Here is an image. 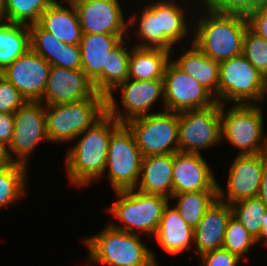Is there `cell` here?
Here are the masks:
<instances>
[{"label":"cell","instance_id":"1","mask_svg":"<svg viewBox=\"0 0 267 266\" xmlns=\"http://www.w3.org/2000/svg\"><path fill=\"white\" fill-rule=\"evenodd\" d=\"M119 125L106 112L75 138L79 140L69 148L65 158L68 179L73 185L83 187L103 177L102 175L105 176L111 134Z\"/></svg>","mask_w":267,"mask_h":266},{"label":"cell","instance_id":"2","mask_svg":"<svg viewBox=\"0 0 267 266\" xmlns=\"http://www.w3.org/2000/svg\"><path fill=\"white\" fill-rule=\"evenodd\" d=\"M202 4L207 14L196 22L195 31H192V43L217 62L242 55L244 35L249 28L247 18L221 14L213 11L204 2Z\"/></svg>","mask_w":267,"mask_h":266},{"label":"cell","instance_id":"3","mask_svg":"<svg viewBox=\"0 0 267 266\" xmlns=\"http://www.w3.org/2000/svg\"><path fill=\"white\" fill-rule=\"evenodd\" d=\"M84 240L89 261L108 266H158L154 252L142 243L138 234L108 224L100 233Z\"/></svg>","mask_w":267,"mask_h":266},{"label":"cell","instance_id":"4","mask_svg":"<svg viewBox=\"0 0 267 266\" xmlns=\"http://www.w3.org/2000/svg\"><path fill=\"white\" fill-rule=\"evenodd\" d=\"M175 1L148 3L140 12L137 35L142 39L135 46L168 50L187 36L185 12Z\"/></svg>","mask_w":267,"mask_h":266},{"label":"cell","instance_id":"5","mask_svg":"<svg viewBox=\"0 0 267 266\" xmlns=\"http://www.w3.org/2000/svg\"><path fill=\"white\" fill-rule=\"evenodd\" d=\"M105 113L106 97L99 93L76 102L45 105L48 141H73Z\"/></svg>","mask_w":267,"mask_h":266},{"label":"cell","instance_id":"6","mask_svg":"<svg viewBox=\"0 0 267 266\" xmlns=\"http://www.w3.org/2000/svg\"><path fill=\"white\" fill-rule=\"evenodd\" d=\"M266 94L265 78L243 54L219 62L220 104L226 106L231 101L234 104H261Z\"/></svg>","mask_w":267,"mask_h":266},{"label":"cell","instance_id":"7","mask_svg":"<svg viewBox=\"0 0 267 266\" xmlns=\"http://www.w3.org/2000/svg\"><path fill=\"white\" fill-rule=\"evenodd\" d=\"M261 109L259 104H235L224 113V104H221V140L226 138L239 148V155L267 153Z\"/></svg>","mask_w":267,"mask_h":266},{"label":"cell","instance_id":"8","mask_svg":"<svg viewBox=\"0 0 267 266\" xmlns=\"http://www.w3.org/2000/svg\"><path fill=\"white\" fill-rule=\"evenodd\" d=\"M115 192L119 200L113 202L108 211L125 226L121 227L111 222L109 225L132 234L144 231L155 235L169 199L161 195L145 194L135 189ZM134 229L139 230L136 232Z\"/></svg>","mask_w":267,"mask_h":266},{"label":"cell","instance_id":"9","mask_svg":"<svg viewBox=\"0 0 267 266\" xmlns=\"http://www.w3.org/2000/svg\"><path fill=\"white\" fill-rule=\"evenodd\" d=\"M142 159L132 131L126 124H120L111 134L105 167L114 191L135 189Z\"/></svg>","mask_w":267,"mask_h":266},{"label":"cell","instance_id":"10","mask_svg":"<svg viewBox=\"0 0 267 266\" xmlns=\"http://www.w3.org/2000/svg\"><path fill=\"white\" fill-rule=\"evenodd\" d=\"M125 124L132 131L143 157L179 152L178 113L163 109Z\"/></svg>","mask_w":267,"mask_h":266},{"label":"cell","instance_id":"11","mask_svg":"<svg viewBox=\"0 0 267 266\" xmlns=\"http://www.w3.org/2000/svg\"><path fill=\"white\" fill-rule=\"evenodd\" d=\"M221 104L178 113L179 152L198 153L221 140ZM201 149V150H200Z\"/></svg>","mask_w":267,"mask_h":266},{"label":"cell","instance_id":"12","mask_svg":"<svg viewBox=\"0 0 267 266\" xmlns=\"http://www.w3.org/2000/svg\"><path fill=\"white\" fill-rule=\"evenodd\" d=\"M118 90H121V105L126 110V114L118 109L115 102L116 97H113V94H109L106 97V112L120 124H125L134 118L152 114L148 112L158 99H162V104L164 105L163 80L138 81L127 79L113 91Z\"/></svg>","mask_w":267,"mask_h":266},{"label":"cell","instance_id":"13","mask_svg":"<svg viewBox=\"0 0 267 266\" xmlns=\"http://www.w3.org/2000/svg\"><path fill=\"white\" fill-rule=\"evenodd\" d=\"M47 141L45 105L27 101L14 113V131L8 153L13 163L28 167V158L40 141ZM18 158L14 160L13 154Z\"/></svg>","mask_w":267,"mask_h":266},{"label":"cell","instance_id":"14","mask_svg":"<svg viewBox=\"0 0 267 266\" xmlns=\"http://www.w3.org/2000/svg\"><path fill=\"white\" fill-rule=\"evenodd\" d=\"M163 82L166 111L180 113L207 108L217 102L208 90L171 60L166 65Z\"/></svg>","mask_w":267,"mask_h":266},{"label":"cell","instance_id":"15","mask_svg":"<svg viewBox=\"0 0 267 266\" xmlns=\"http://www.w3.org/2000/svg\"><path fill=\"white\" fill-rule=\"evenodd\" d=\"M266 166L267 153L257 155L238 154L228 172L227 201L224 198V189L219 184H217L218 200L230 205L242 199L257 197Z\"/></svg>","mask_w":267,"mask_h":266},{"label":"cell","instance_id":"16","mask_svg":"<svg viewBox=\"0 0 267 266\" xmlns=\"http://www.w3.org/2000/svg\"><path fill=\"white\" fill-rule=\"evenodd\" d=\"M51 65L31 48L7 66L0 74L29 102H42Z\"/></svg>","mask_w":267,"mask_h":266},{"label":"cell","instance_id":"17","mask_svg":"<svg viewBox=\"0 0 267 266\" xmlns=\"http://www.w3.org/2000/svg\"><path fill=\"white\" fill-rule=\"evenodd\" d=\"M82 33L126 34L128 24L118 0H71Z\"/></svg>","mask_w":267,"mask_h":266},{"label":"cell","instance_id":"18","mask_svg":"<svg viewBox=\"0 0 267 266\" xmlns=\"http://www.w3.org/2000/svg\"><path fill=\"white\" fill-rule=\"evenodd\" d=\"M125 34L83 33L79 47L81 69L92 82L96 93L106 97V61L110 51L122 40Z\"/></svg>","mask_w":267,"mask_h":266},{"label":"cell","instance_id":"19","mask_svg":"<svg viewBox=\"0 0 267 266\" xmlns=\"http://www.w3.org/2000/svg\"><path fill=\"white\" fill-rule=\"evenodd\" d=\"M95 93L92 82L82 69L51 66L42 95V103L44 105L66 104L91 98Z\"/></svg>","mask_w":267,"mask_h":266},{"label":"cell","instance_id":"20","mask_svg":"<svg viewBox=\"0 0 267 266\" xmlns=\"http://www.w3.org/2000/svg\"><path fill=\"white\" fill-rule=\"evenodd\" d=\"M216 177L201 153L173 154V194L218 191Z\"/></svg>","mask_w":267,"mask_h":266},{"label":"cell","instance_id":"21","mask_svg":"<svg viewBox=\"0 0 267 266\" xmlns=\"http://www.w3.org/2000/svg\"><path fill=\"white\" fill-rule=\"evenodd\" d=\"M232 215L231 206L218 199L204 213L200 223L194 228V243L199 256L222 248L227 224Z\"/></svg>","mask_w":267,"mask_h":266},{"label":"cell","instance_id":"22","mask_svg":"<svg viewBox=\"0 0 267 266\" xmlns=\"http://www.w3.org/2000/svg\"><path fill=\"white\" fill-rule=\"evenodd\" d=\"M69 8L54 0L41 14L38 25L66 44L79 45L82 28L75 6L68 0Z\"/></svg>","mask_w":267,"mask_h":266},{"label":"cell","instance_id":"23","mask_svg":"<svg viewBox=\"0 0 267 266\" xmlns=\"http://www.w3.org/2000/svg\"><path fill=\"white\" fill-rule=\"evenodd\" d=\"M140 179L135 189L145 194L173 195V154L143 157Z\"/></svg>","mask_w":267,"mask_h":266},{"label":"cell","instance_id":"24","mask_svg":"<svg viewBox=\"0 0 267 266\" xmlns=\"http://www.w3.org/2000/svg\"><path fill=\"white\" fill-rule=\"evenodd\" d=\"M155 238L160 246L170 254L177 255L183 250H191L194 229L181 217L180 213L168 205L164 208Z\"/></svg>","mask_w":267,"mask_h":266},{"label":"cell","instance_id":"25","mask_svg":"<svg viewBox=\"0 0 267 266\" xmlns=\"http://www.w3.org/2000/svg\"><path fill=\"white\" fill-rule=\"evenodd\" d=\"M191 44L190 50L171 61L199 82L218 102L219 62L207 57L195 44Z\"/></svg>","mask_w":267,"mask_h":266},{"label":"cell","instance_id":"26","mask_svg":"<svg viewBox=\"0 0 267 266\" xmlns=\"http://www.w3.org/2000/svg\"><path fill=\"white\" fill-rule=\"evenodd\" d=\"M170 54V51L164 49L132 46L128 79L163 80L166 65L171 58Z\"/></svg>","mask_w":267,"mask_h":266},{"label":"cell","instance_id":"27","mask_svg":"<svg viewBox=\"0 0 267 266\" xmlns=\"http://www.w3.org/2000/svg\"><path fill=\"white\" fill-rule=\"evenodd\" d=\"M30 49L27 25L0 22V73Z\"/></svg>","mask_w":267,"mask_h":266},{"label":"cell","instance_id":"28","mask_svg":"<svg viewBox=\"0 0 267 266\" xmlns=\"http://www.w3.org/2000/svg\"><path fill=\"white\" fill-rule=\"evenodd\" d=\"M177 199L174 207L183 220L193 229L198 226L204 213L218 199V191H195L173 194L171 199Z\"/></svg>","mask_w":267,"mask_h":266},{"label":"cell","instance_id":"29","mask_svg":"<svg viewBox=\"0 0 267 266\" xmlns=\"http://www.w3.org/2000/svg\"><path fill=\"white\" fill-rule=\"evenodd\" d=\"M27 167L11 163L0 168V208L14 204L24 196L27 182Z\"/></svg>","mask_w":267,"mask_h":266},{"label":"cell","instance_id":"30","mask_svg":"<svg viewBox=\"0 0 267 266\" xmlns=\"http://www.w3.org/2000/svg\"><path fill=\"white\" fill-rule=\"evenodd\" d=\"M233 216L258 240L264 225L267 207L258 198H246L230 204Z\"/></svg>","mask_w":267,"mask_h":266},{"label":"cell","instance_id":"31","mask_svg":"<svg viewBox=\"0 0 267 266\" xmlns=\"http://www.w3.org/2000/svg\"><path fill=\"white\" fill-rule=\"evenodd\" d=\"M54 0H5V21L22 25L37 24Z\"/></svg>","mask_w":267,"mask_h":266},{"label":"cell","instance_id":"32","mask_svg":"<svg viewBox=\"0 0 267 266\" xmlns=\"http://www.w3.org/2000/svg\"><path fill=\"white\" fill-rule=\"evenodd\" d=\"M125 43L127 42L122 39L108 54L106 61V97L113 94V90L128 79L130 49L128 50Z\"/></svg>","mask_w":267,"mask_h":266},{"label":"cell","instance_id":"33","mask_svg":"<svg viewBox=\"0 0 267 266\" xmlns=\"http://www.w3.org/2000/svg\"><path fill=\"white\" fill-rule=\"evenodd\" d=\"M257 244L247 229L232 215L228 221L222 248L238 255L241 259Z\"/></svg>","mask_w":267,"mask_h":266},{"label":"cell","instance_id":"34","mask_svg":"<svg viewBox=\"0 0 267 266\" xmlns=\"http://www.w3.org/2000/svg\"><path fill=\"white\" fill-rule=\"evenodd\" d=\"M242 54L263 77L267 75V40L249 28L244 35Z\"/></svg>","mask_w":267,"mask_h":266},{"label":"cell","instance_id":"35","mask_svg":"<svg viewBox=\"0 0 267 266\" xmlns=\"http://www.w3.org/2000/svg\"><path fill=\"white\" fill-rule=\"evenodd\" d=\"M204 3L215 12L246 18L258 8L267 5L264 0H205Z\"/></svg>","mask_w":267,"mask_h":266},{"label":"cell","instance_id":"36","mask_svg":"<svg viewBox=\"0 0 267 266\" xmlns=\"http://www.w3.org/2000/svg\"><path fill=\"white\" fill-rule=\"evenodd\" d=\"M30 30V48L53 66V48L60 41L38 24L28 26Z\"/></svg>","mask_w":267,"mask_h":266},{"label":"cell","instance_id":"37","mask_svg":"<svg viewBox=\"0 0 267 266\" xmlns=\"http://www.w3.org/2000/svg\"><path fill=\"white\" fill-rule=\"evenodd\" d=\"M53 66L64 69H81V52L79 45L60 44L53 48Z\"/></svg>","mask_w":267,"mask_h":266},{"label":"cell","instance_id":"38","mask_svg":"<svg viewBox=\"0 0 267 266\" xmlns=\"http://www.w3.org/2000/svg\"><path fill=\"white\" fill-rule=\"evenodd\" d=\"M27 100L0 74V113H15Z\"/></svg>","mask_w":267,"mask_h":266},{"label":"cell","instance_id":"39","mask_svg":"<svg viewBox=\"0 0 267 266\" xmlns=\"http://www.w3.org/2000/svg\"><path fill=\"white\" fill-rule=\"evenodd\" d=\"M199 257L203 266H237L242 261L238 255L223 248L203 253Z\"/></svg>","mask_w":267,"mask_h":266},{"label":"cell","instance_id":"40","mask_svg":"<svg viewBox=\"0 0 267 266\" xmlns=\"http://www.w3.org/2000/svg\"><path fill=\"white\" fill-rule=\"evenodd\" d=\"M247 21L252 32L267 40V5L255 10L247 17Z\"/></svg>","mask_w":267,"mask_h":266},{"label":"cell","instance_id":"41","mask_svg":"<svg viewBox=\"0 0 267 266\" xmlns=\"http://www.w3.org/2000/svg\"><path fill=\"white\" fill-rule=\"evenodd\" d=\"M14 131V113H0V141L7 147Z\"/></svg>","mask_w":267,"mask_h":266},{"label":"cell","instance_id":"42","mask_svg":"<svg viewBox=\"0 0 267 266\" xmlns=\"http://www.w3.org/2000/svg\"><path fill=\"white\" fill-rule=\"evenodd\" d=\"M262 203L267 207V166L263 172L261 184L259 186L258 196Z\"/></svg>","mask_w":267,"mask_h":266},{"label":"cell","instance_id":"43","mask_svg":"<svg viewBox=\"0 0 267 266\" xmlns=\"http://www.w3.org/2000/svg\"><path fill=\"white\" fill-rule=\"evenodd\" d=\"M12 160L8 153V147L0 141V168L10 165Z\"/></svg>","mask_w":267,"mask_h":266},{"label":"cell","instance_id":"44","mask_svg":"<svg viewBox=\"0 0 267 266\" xmlns=\"http://www.w3.org/2000/svg\"><path fill=\"white\" fill-rule=\"evenodd\" d=\"M262 240L265 241L264 244H265V246H267V212L265 213L264 225L262 226V229L260 232V237L257 240V243L261 242Z\"/></svg>","mask_w":267,"mask_h":266},{"label":"cell","instance_id":"45","mask_svg":"<svg viewBox=\"0 0 267 266\" xmlns=\"http://www.w3.org/2000/svg\"><path fill=\"white\" fill-rule=\"evenodd\" d=\"M5 21V0H0V22Z\"/></svg>","mask_w":267,"mask_h":266},{"label":"cell","instance_id":"46","mask_svg":"<svg viewBox=\"0 0 267 266\" xmlns=\"http://www.w3.org/2000/svg\"><path fill=\"white\" fill-rule=\"evenodd\" d=\"M264 78H265V82H266V84H267V75H266Z\"/></svg>","mask_w":267,"mask_h":266}]
</instances>
